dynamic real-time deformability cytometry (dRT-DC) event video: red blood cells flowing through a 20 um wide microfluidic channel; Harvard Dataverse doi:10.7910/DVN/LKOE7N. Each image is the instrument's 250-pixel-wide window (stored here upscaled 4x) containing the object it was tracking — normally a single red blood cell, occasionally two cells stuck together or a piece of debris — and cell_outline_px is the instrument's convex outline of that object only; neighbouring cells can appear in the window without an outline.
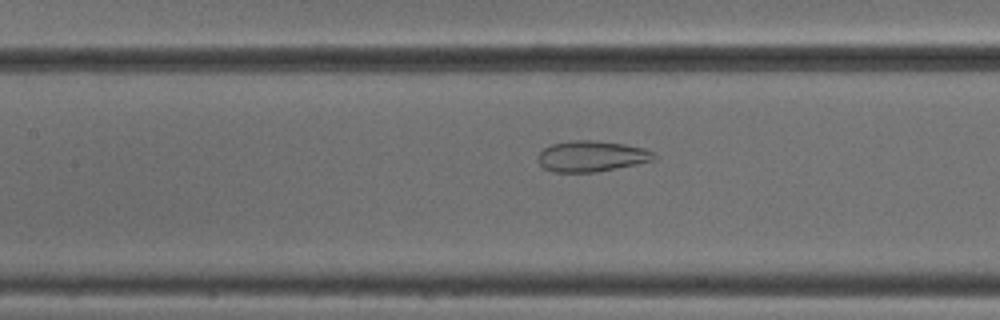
{"species": "common noctule bat (a hibernating species)", "species_latin": "Nyctalus noctula", "temperature_condition": "cold", "stored_images_in_passage": 35, "camera_frame_rate_fps": 3000, "um_per_image_px": 0.085, "animal": {"sex": "male", "body_mass_g": 18.8}, "frame": {"image": 1, "passage_image": 13, "time_ms": 4.0, "image_size_px": [1000, 320], "cell_outline_px": [[656, 160], [596, 172], [552, 172], [544, 168], [536, 160], [536, 156], [544, 148], [552, 144], [572, 140], [592, 140], [624, 144], [644, 148], [652, 152], [656, 156]], "centroid_in_image_um": [50.25, 13.28], "position_along_channel_um": 157.2, "area_um2": 20.92}}
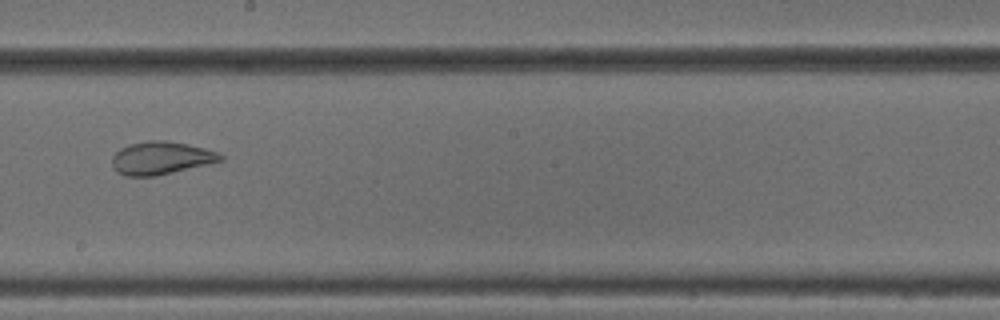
{"frame": {"image": 2, "passage_image": 19, "time_ms": 6.0, "image_size_px": [1000, 320], "cell_outline_px": [[224, 160], [208, 164], [156, 176], [124, 176], [116, 172], [112, 164], [112, 156], [120, 148], [128, 144], [148, 140], [168, 140], [188, 144], [204, 148], [216, 152], [224, 156]], "centroid_in_image_um": [13.66, 13.43], "position_along_channel_um": 234.5, "area_um2": 20.92}}
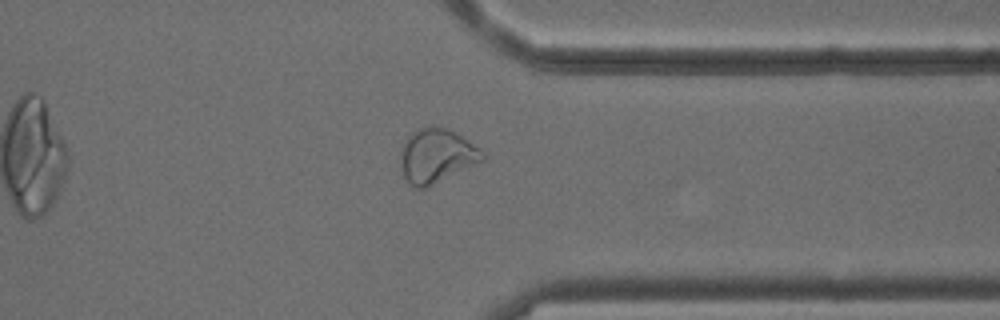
{"frame": {"image": 3, "passage_image": 30, "time_ms": 9.667, "image_size_px": [1000, 320], "cell_outline_px": [[488, 156], [484, 160], [476, 164], [424, 188], [416, 188], [404, 176], [400, 168], [400, 148], [404, 140], [412, 132], [428, 124], [448, 128], [456, 132], [480, 148]], "centroid_in_image_um": [37.1, 13.19], "position_along_channel_um": 374.3, "area_um2": 26.07}}